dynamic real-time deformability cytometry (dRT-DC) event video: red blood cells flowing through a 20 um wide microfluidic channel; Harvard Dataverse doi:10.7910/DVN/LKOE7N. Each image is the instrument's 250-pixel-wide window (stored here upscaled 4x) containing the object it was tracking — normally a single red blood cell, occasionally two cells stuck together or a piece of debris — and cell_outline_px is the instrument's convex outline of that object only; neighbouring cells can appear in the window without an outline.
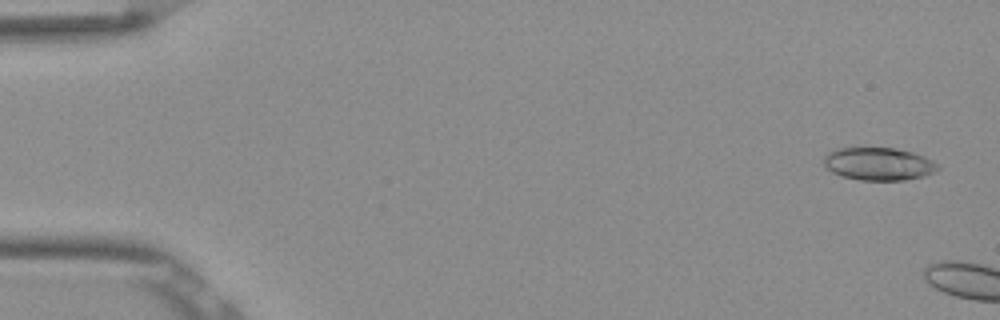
{"species": "Egyptian fruit bat (a non-hibernating species)", "species_latin": "Rousettus aegyptiacus", "temperature_condition": "room temperature", "stored_images_in_passage": 6, "camera_frame_rate_fps": 3000, "um_per_image_px": 0.085, "frame": {"image": 1, "passage_image": 2, "time_ms": 0.333, "image_size_px": [1000, 320], "cell_outline_px": [[940, 168], [936, 172], [924, 176], [904, 180], [860, 180], [840, 176], [824, 168], [824, 156], [828, 152], [836, 148], [892, 148], [912, 152], [924, 156], [940, 164]], "centroid_in_image_um": [74.68, 13.94], "position_along_channel_um": 10.3, "area_um2": 22.02}}